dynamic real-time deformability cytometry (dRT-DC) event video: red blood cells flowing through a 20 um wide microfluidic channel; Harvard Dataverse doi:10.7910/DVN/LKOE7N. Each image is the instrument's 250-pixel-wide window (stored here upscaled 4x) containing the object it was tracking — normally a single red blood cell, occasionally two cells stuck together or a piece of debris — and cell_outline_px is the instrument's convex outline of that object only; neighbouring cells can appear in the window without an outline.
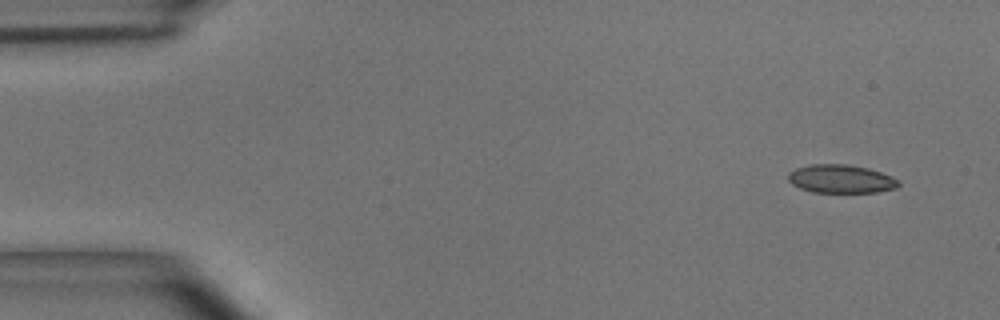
{"species": "common noctule bat (a hibernating species)", "species_latin": "Nyctalus noctula", "temperature_condition": "room temperature", "stored_images_in_passage": 4, "camera_frame_rate_fps": 3000, "um_per_image_px": 0.085, "animal": {"sex": "male", "body_mass_g": 15.6}, "frame": {"image": 1, "passage_image": 1, "time_ms": 0.0, "image_size_px": [1000, 320], "cell_outline_px": [[900, 184], [896, 188], [876, 192], [812, 192], [800, 188], [792, 184], [788, 180], [788, 172], [796, 168], [808, 164], [848, 164], [868, 168], [892, 176], [900, 180]], "centroid_in_image_um": [71.48, 15.2], "position_along_channel_um": 13.5, "area_um2": 18.38}}